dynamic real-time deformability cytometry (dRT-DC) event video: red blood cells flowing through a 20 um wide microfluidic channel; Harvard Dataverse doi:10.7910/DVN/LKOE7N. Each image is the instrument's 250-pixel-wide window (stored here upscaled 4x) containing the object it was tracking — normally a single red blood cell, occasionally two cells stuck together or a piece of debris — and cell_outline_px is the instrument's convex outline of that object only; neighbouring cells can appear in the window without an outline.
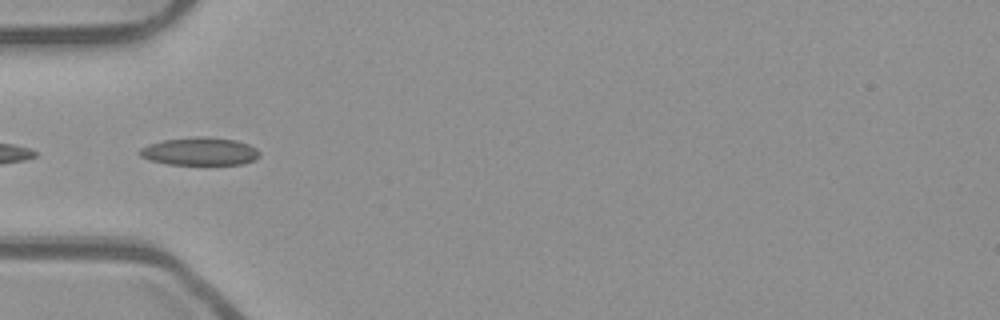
{"species": "common noctule bat (a hibernating species)", "species_latin": "Nyctalus noctula", "temperature_condition": "room temperature", "stored_images_in_passage": 10, "camera_frame_rate_fps": 3000, "um_per_image_px": 0.085, "animal": {"sex": "male", "body_mass_g": 23.1, "forearm_length_mm": 52.7}, "frame": {"image": 1, "passage_image": 1, "time_ms": 0.0, "image_size_px": [1000, 320], "cell_outline_px": [[260, 156], [256, 160], [244, 164], [168, 164], [148, 160], [140, 156], [136, 152], [140, 148], [148, 144], [164, 140], [196, 136], [208, 136], [236, 140], [248, 144], [256, 148], [260, 152]], "centroid_in_image_um": [16.98, 12.86], "position_along_channel_um": 68.0, "area_um2": 19.77}}
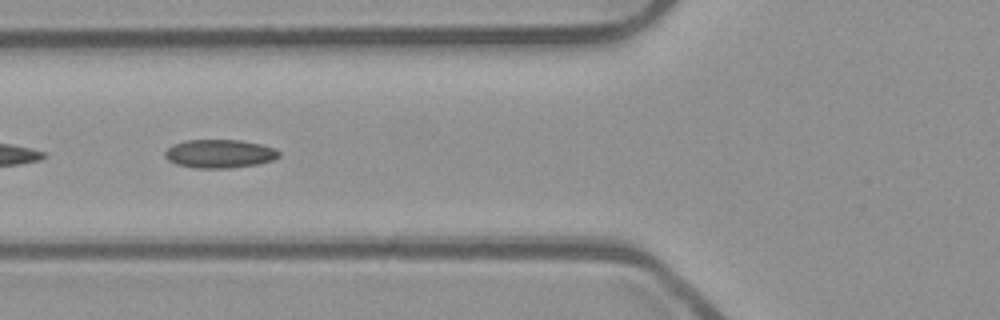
{"frame": {"image": 2, "passage_image": 4, "time_ms": 1.0, "image_size_px": [1000, 320], "cell_outline_px": [[280, 156], [272, 160], [260, 164], [228, 168], [196, 168], [176, 164], [168, 160], [164, 156], [164, 152], [172, 144], [184, 140], [240, 140], [260, 144], [272, 148], [280, 152]], "centroid_in_image_um": [18.63, 13.07], "position_along_channel_um": 107.2, "area_um2": 18.96}}
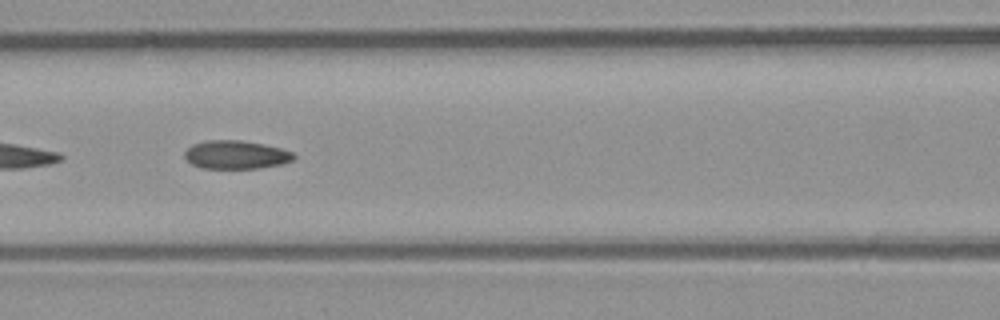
{"frame": {"image": 3, "passage_image": 7, "time_ms": 2.0, "image_size_px": [1000, 320], "cell_outline_px": [[296, 156], [292, 160], [284, 164], [256, 168], [204, 168], [192, 164], [184, 156], [184, 152], [192, 144], [204, 140], [244, 140], [264, 144], [280, 148], [292, 152]], "centroid_in_image_um": [20.06, 13.14], "position_along_channel_um": 146.5, "area_um2": 18.09}}